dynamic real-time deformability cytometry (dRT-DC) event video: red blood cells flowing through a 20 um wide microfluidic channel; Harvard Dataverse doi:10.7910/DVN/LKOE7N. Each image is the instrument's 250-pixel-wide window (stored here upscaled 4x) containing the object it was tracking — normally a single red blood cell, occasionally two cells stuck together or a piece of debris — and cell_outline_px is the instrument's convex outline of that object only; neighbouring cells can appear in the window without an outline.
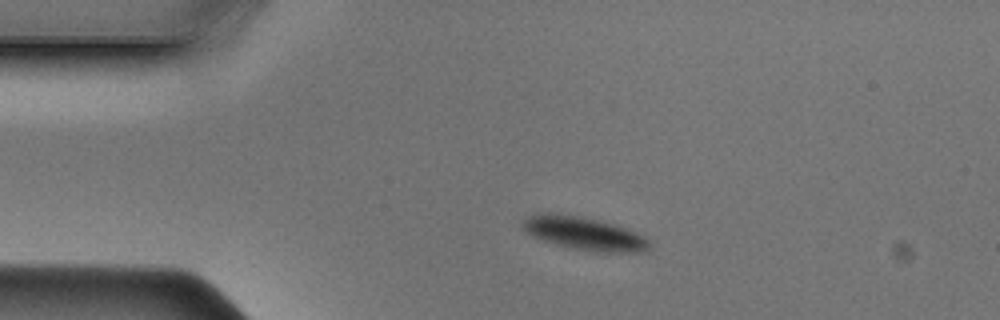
{"species": "Egyptian fruit bat (a non-hibernating species)", "species_latin": "Rousettus aegyptiacus", "temperature_condition": "cold", "stored_images_in_passage": 39, "camera_frame_rate_fps": 3000, "um_per_image_px": 0.085, "animal": {"sex": "male"}, "frame": {"image": 1, "passage_image": 1, "time_ms": 0.0, "image_size_px": [1000, 320], "cell_outline_px": [[652, 248], [644, 252], [596, 252], [568, 248], [544, 240], [528, 232], [520, 224], [528, 216], [536, 212], [548, 212], [576, 216], [596, 220], [612, 224], [624, 228], [644, 236], [648, 240]], "centroid_in_image_um": [49.66, 19.85], "position_along_channel_um": 35.3, "area_um2": 24.22}}
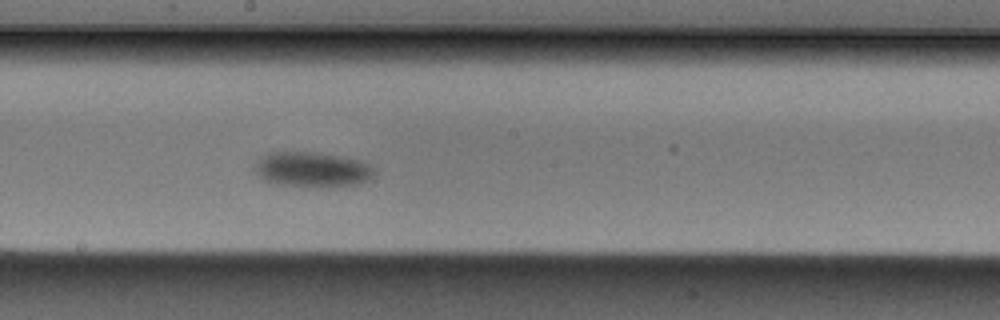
{"frame": {"image": 2, "passage_image": 17, "time_ms": 5.333, "image_size_px": [1000, 320], "cell_outline_px": [[376, 172], [368, 180], [356, 184], [328, 188], [276, 184], [264, 180], [252, 168], [256, 160], [260, 156], [272, 152], [320, 152], [360, 160], [376, 168]], "centroid_in_image_um": [26.53, 14.41], "position_along_channel_um": 221.7, "area_um2": 24.91}}
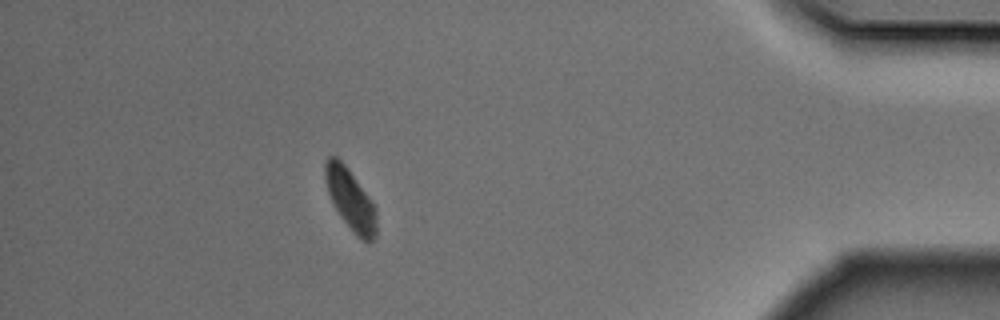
{"frame": {"image": 3, "passage_image": 34, "time_ms": 11.0, "image_size_px": [1000, 320], "cell_outline_px": [[376, 236], [368, 244], [356, 236], [352, 232], [340, 216], [328, 192], [324, 180], [324, 164], [328, 156], [336, 156], [344, 164], [376, 208]], "centroid_in_image_um": [29.77, 16.99], "position_along_channel_um": 405.4, "area_um2": 18.03}}